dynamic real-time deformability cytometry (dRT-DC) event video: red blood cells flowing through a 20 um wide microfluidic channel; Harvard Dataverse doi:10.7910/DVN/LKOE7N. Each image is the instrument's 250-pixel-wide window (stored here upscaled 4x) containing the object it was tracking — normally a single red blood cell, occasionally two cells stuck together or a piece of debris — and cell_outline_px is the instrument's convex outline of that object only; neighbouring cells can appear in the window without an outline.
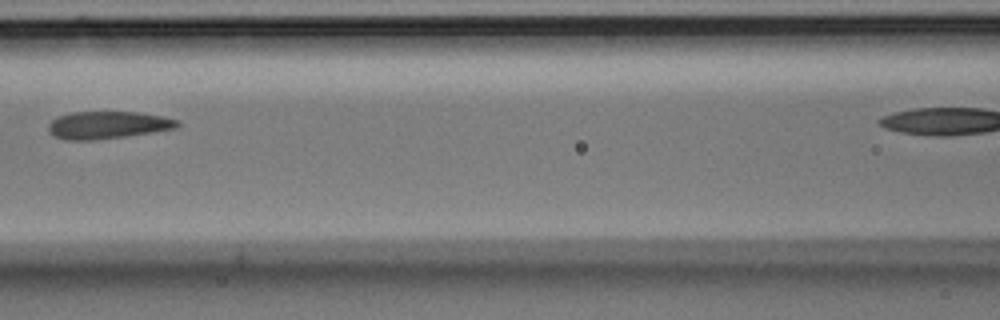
{"species": "Egyptian fruit bat (a non-hibernating species)", "species_latin": "Rousettus aegyptiacus", "temperature_condition": "room temperature", "stored_images_in_passage": 7, "camera_frame_rate_fps": 3000, "um_per_image_px": 0.085, "animal": {"sex": "male"}, "frame": {"image": 1, "passage_image": 4, "time_ms": 1.0, "image_size_px": [1000, 320], "cell_outline_px": [[180, 124], [176, 128], [152, 132], [124, 136], [92, 140], [64, 140], [52, 136], [48, 132], [48, 124], [56, 116], [72, 112], [136, 112], [160, 116], [180, 120]], "centroid_in_image_um": [9.09, 10.63], "position_along_channel_um": 157.5, "area_um2": 20.63}}
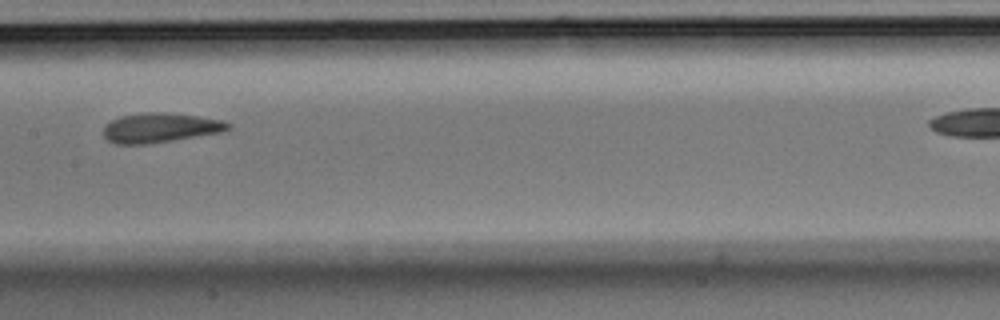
{"frame": {"image": 2, "passage_image": 5, "time_ms": 1.333, "image_size_px": [1000, 320], "cell_outline_px": [[232, 128], [220, 132], [172, 140], [144, 144], [116, 144], [108, 140], [104, 136], [104, 128], [112, 120], [120, 116], [148, 112], [164, 112], [196, 116], [224, 120], [232, 124]], "centroid_in_image_um": [13.64, 10.85], "position_along_channel_um": 193.8, "area_um2": 21.21}}
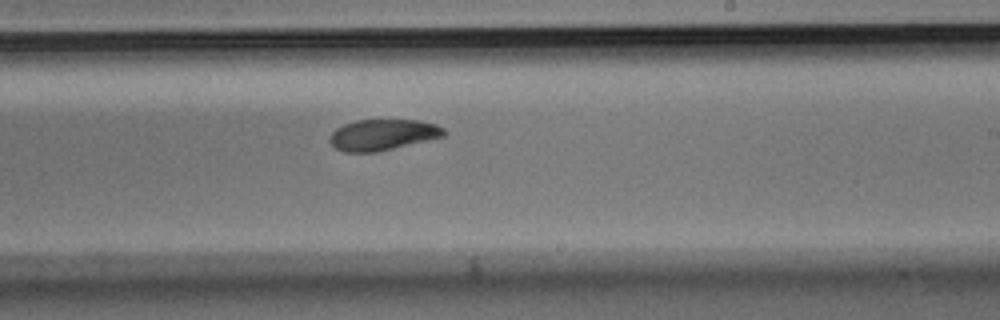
{"frame": {"image": 3, "passage_image": 7, "time_ms": 2.0, "image_size_px": [1000, 320], "cell_outline_px": [[448, 132], [444, 136], [376, 152], [344, 152], [336, 148], [328, 140], [328, 136], [336, 128], [344, 124], [356, 120], [420, 120], [436, 124], [444, 128]], "centroid_in_image_um": [32.52, 11.45], "position_along_channel_um": 256.5, "area_um2": 20.63}}